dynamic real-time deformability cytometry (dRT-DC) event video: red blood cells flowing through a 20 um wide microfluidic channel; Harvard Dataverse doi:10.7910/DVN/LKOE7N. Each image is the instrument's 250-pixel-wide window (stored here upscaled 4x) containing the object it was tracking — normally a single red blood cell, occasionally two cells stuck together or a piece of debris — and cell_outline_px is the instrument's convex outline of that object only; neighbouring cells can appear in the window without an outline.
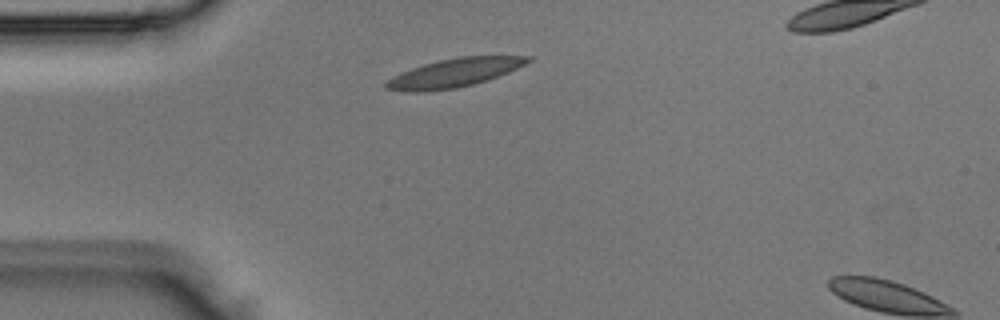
{"species": "Egyptian fruit bat (a non-hibernating species)", "species_latin": "Rousettus aegyptiacus", "temperature_condition": "room temperature", "stored_images_in_passage": 2, "camera_frame_rate_fps": 3000, "um_per_image_px": 0.085, "animal": {"sex": "male"}, "frame": {"image": 1, "passage_image": 1, "time_ms": 0.0, "image_size_px": [1000, 320], "cell_outline_px": [[532, 60], [508, 72], [488, 80], [456, 88], [420, 92], [412, 92], [384, 88], [384, 84], [388, 80], [412, 68], [424, 64], [440, 60], [460, 56], [532, 56]], "centroid_in_image_um": [38.64, 6.19], "position_along_channel_um": 46.4, "area_um2": 23.18}}